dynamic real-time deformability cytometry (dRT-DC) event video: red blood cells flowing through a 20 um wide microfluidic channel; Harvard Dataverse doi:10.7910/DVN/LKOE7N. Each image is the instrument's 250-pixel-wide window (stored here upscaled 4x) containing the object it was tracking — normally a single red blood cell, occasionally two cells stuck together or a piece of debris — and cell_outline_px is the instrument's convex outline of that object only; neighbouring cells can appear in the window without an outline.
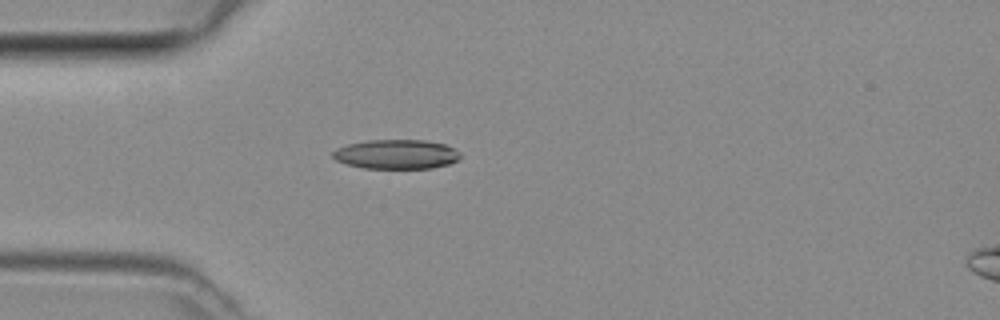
{"species": "common noctule bat (a hibernating species)", "species_latin": "Nyctalus noctula", "temperature_condition": "room temperature", "stored_images_in_passage": 2, "camera_frame_rate_fps": 3000, "um_per_image_px": 0.085, "animal": {"sex": "female", "body_mass_g": 29.2, "forearm_length_mm": 56.3}, "frame": {"image": 1, "passage_image": 1, "time_ms": 0.0, "image_size_px": [1000, 320], "cell_outline_px": [[460, 160], [448, 164], [432, 168], [364, 168], [348, 164], [336, 160], [332, 156], [332, 152], [336, 148], [348, 144], [368, 140], [424, 140], [444, 144], [460, 152]], "centroid_in_image_um": [33.69, 13.11], "position_along_channel_um": 51.3, "area_um2": 21.79}}